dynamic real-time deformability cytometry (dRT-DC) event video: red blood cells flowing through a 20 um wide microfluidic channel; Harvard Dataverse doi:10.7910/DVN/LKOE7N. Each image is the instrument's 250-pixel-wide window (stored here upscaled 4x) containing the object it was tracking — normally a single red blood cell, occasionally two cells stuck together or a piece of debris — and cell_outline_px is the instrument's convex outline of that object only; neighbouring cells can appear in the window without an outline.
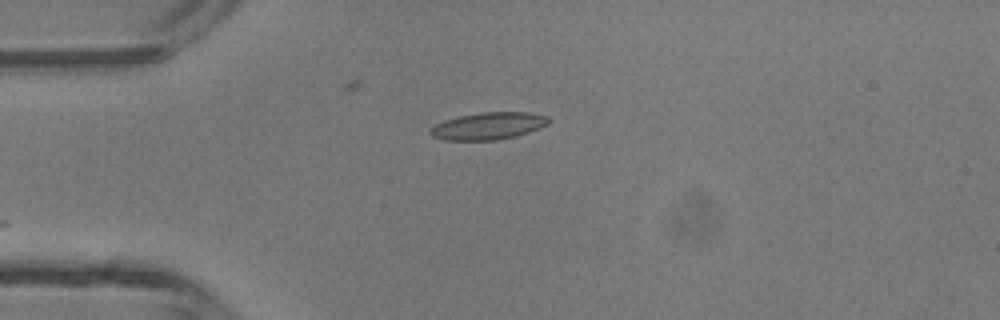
{"species": "common noctule bat (a hibernating species)", "species_latin": "Nyctalus noctula", "temperature_condition": "room temperature", "stored_images_in_passage": 11, "camera_frame_rate_fps": 3000, "um_per_image_px": 0.085, "animal": {"sex": "male", "body_mass_g": 13.3}, "frame": {"image": 1, "passage_image": 1, "time_ms": 0.0, "image_size_px": [1000, 320], "cell_outline_px": [[552, 120], [548, 124], [540, 128], [516, 136], [496, 140], [444, 140], [432, 136], [428, 132], [436, 124], [444, 120], [460, 116], [480, 112], [528, 112], [548, 116]], "centroid_in_image_um": [41.54, 10.7], "position_along_channel_um": 43.5, "area_um2": 18.79}}
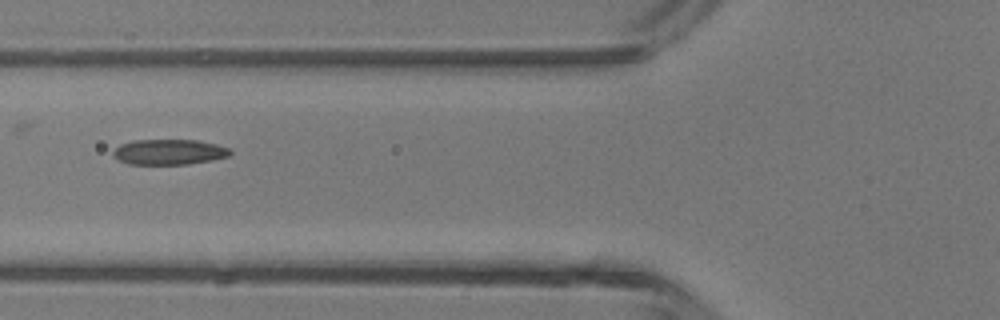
{"frame": {"image": 2, "passage_image": 7, "time_ms": 2.0, "image_size_px": [1000, 320], "cell_outline_px": [[232, 152], [228, 156], [212, 160], [188, 164], [128, 164], [112, 156], [112, 152], [120, 144], [132, 140], [200, 140], [216, 144], [228, 148]], "centroid_in_image_um": [14.35, 12.91], "position_along_channel_um": 111.4, "area_um2": 17.34}}
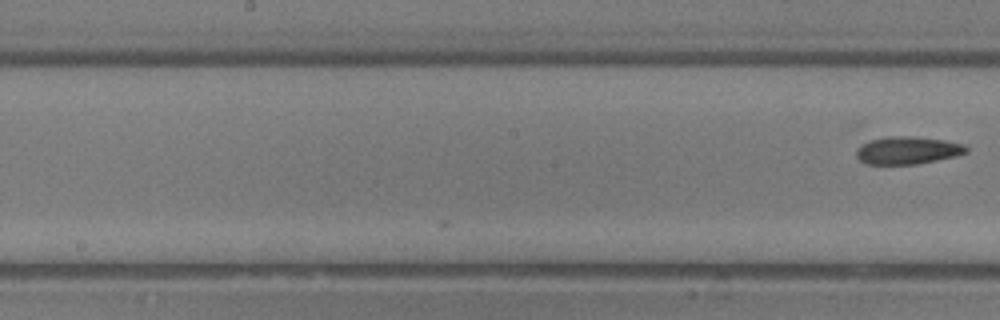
{"frame": {"image": 3, "passage_image": 11, "time_ms": 3.333, "image_size_px": [1000, 320], "cell_outline_px": [[968, 152], [956, 156], [916, 164], [864, 164], [856, 156], [856, 148], [860, 144], [872, 140], [888, 136], [908, 136], [944, 140], [964, 144], [968, 148]], "centroid_in_image_um": [77.12, 12.78], "position_along_channel_um": 171.1, "area_um2": 17.69}}